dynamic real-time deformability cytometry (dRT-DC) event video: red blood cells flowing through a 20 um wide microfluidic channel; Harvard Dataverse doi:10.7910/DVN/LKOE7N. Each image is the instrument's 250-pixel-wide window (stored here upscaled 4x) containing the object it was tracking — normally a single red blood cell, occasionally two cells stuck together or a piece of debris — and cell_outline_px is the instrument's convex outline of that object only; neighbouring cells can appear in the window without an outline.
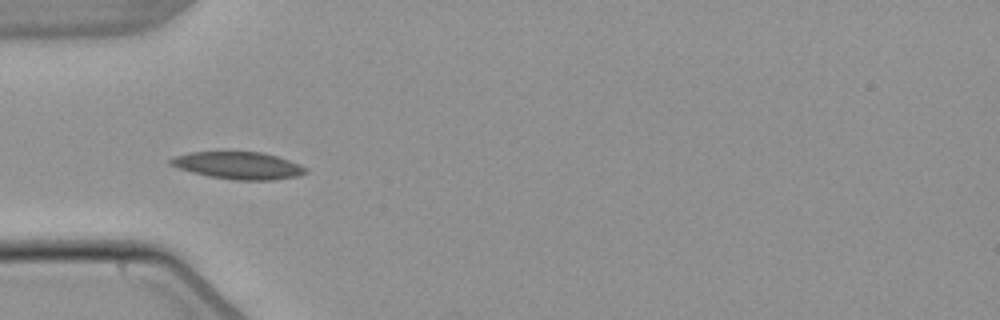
{"species": "common noctule bat (a hibernating species)", "species_latin": "Nyctalus noctula", "temperature_condition": "warm", "stored_images_in_passage": 6, "camera_frame_rate_fps": 3000, "um_per_image_px": 0.085, "animal": {"sex": "male", "body_mass_g": 21.5, "forearm_length_mm": 52.0}, "frame": {"image": 1, "passage_image": 4, "time_ms": 3.667, "image_size_px": [1000, 320], "cell_outline_px": [[308, 172], [300, 176], [272, 180], [236, 180], [208, 176], [192, 172], [168, 164], [168, 160], [176, 156], [188, 152], [260, 152], [276, 156], [300, 164], [308, 168]], "centroid_in_image_um": [20.29, 14.07], "position_along_channel_um": 64.7, "area_um2": 21.44}}
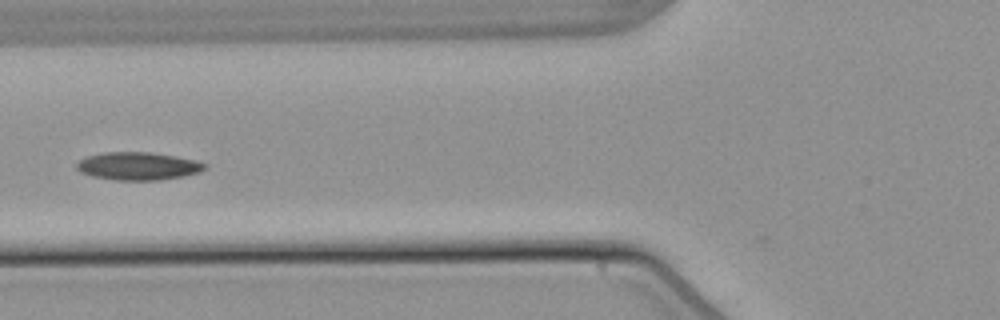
{"frame": {"image": 2, "passage_image": 5, "time_ms": 5.0, "image_size_px": [1000, 320], "cell_outline_px": [[208, 164], [200, 172], [160, 180], [116, 180], [92, 176], [80, 172], [76, 168], [76, 164], [80, 160], [88, 156], [104, 152], [148, 152], [196, 160]], "centroid_in_image_um": [11.71, 14.12], "position_along_channel_um": 114.1, "area_um2": 20.58}}